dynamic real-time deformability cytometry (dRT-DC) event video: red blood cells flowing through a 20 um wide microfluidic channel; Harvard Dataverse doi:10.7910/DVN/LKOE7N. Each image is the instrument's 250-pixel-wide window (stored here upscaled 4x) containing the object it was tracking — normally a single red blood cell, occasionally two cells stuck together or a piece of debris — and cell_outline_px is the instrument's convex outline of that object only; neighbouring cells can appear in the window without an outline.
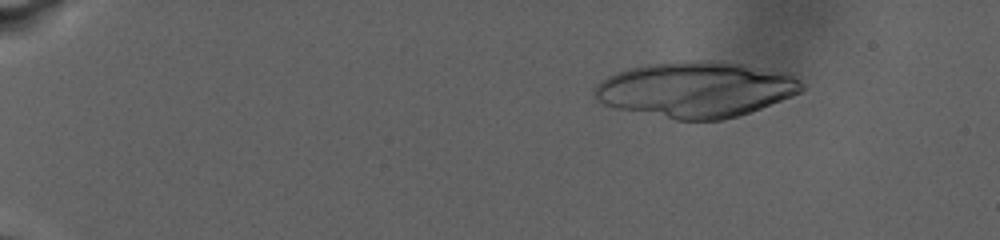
{"species": "human", "species_latin": "Homo sapiens", "temperature_condition": "warm", "stored_images_in_passage": 40, "camera_frame_rate_fps": 3000, "um_per_image_px": 0.085, "donor": {"sex": "male"}, "frame": {"image": 1, "passage_image": 17, "time_ms": 4.333, "image_size_px": [1000, 240], "cell_outline_px": [[804, 88], [800, 92], [792, 96], [760, 108], [736, 116], [720, 120], [676, 120], [616, 108], [604, 104], [596, 100], [592, 92], [596, 84], [608, 76], [616, 72], [628, 68], [648, 64], [688, 60], [720, 60], [792, 72], [804, 84]], "centroid_in_image_um": [59.18, 7.58], "position_along_channel_um": 25.8, "area_um2": 67.86}}